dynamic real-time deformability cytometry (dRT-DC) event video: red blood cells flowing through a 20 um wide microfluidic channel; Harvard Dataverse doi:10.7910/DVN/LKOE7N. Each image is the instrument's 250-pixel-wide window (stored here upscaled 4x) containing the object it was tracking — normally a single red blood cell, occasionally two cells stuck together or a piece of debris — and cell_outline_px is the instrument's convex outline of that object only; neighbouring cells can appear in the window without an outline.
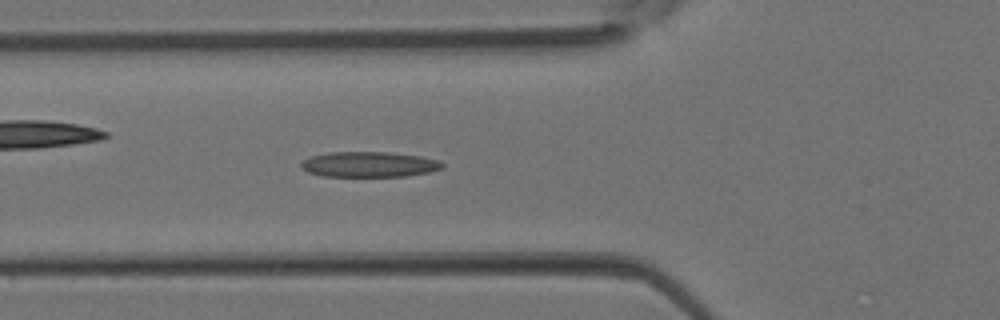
{"species": "Egyptian fruit bat (a non-hibernating species)", "species_latin": "Rousettus aegyptiacus", "temperature_condition": "room temperature", "stored_images_in_passage": 38, "camera_frame_rate_fps": 3000, "um_per_image_px": 0.085, "animal": {"sex": "female"}, "frame": {"image": 1, "passage_image": 14, "time_ms": 4.333, "image_size_px": [1000, 320], "cell_outline_px": [[444, 168], [428, 172], [404, 176], [324, 176], [308, 172], [300, 168], [300, 164], [304, 160], [312, 156], [328, 152], [388, 152], [420, 156], [440, 160], [444, 164]], "centroid_in_image_um": [31.38, 13.97], "position_along_channel_um": 94.4, "area_um2": 20.87}}
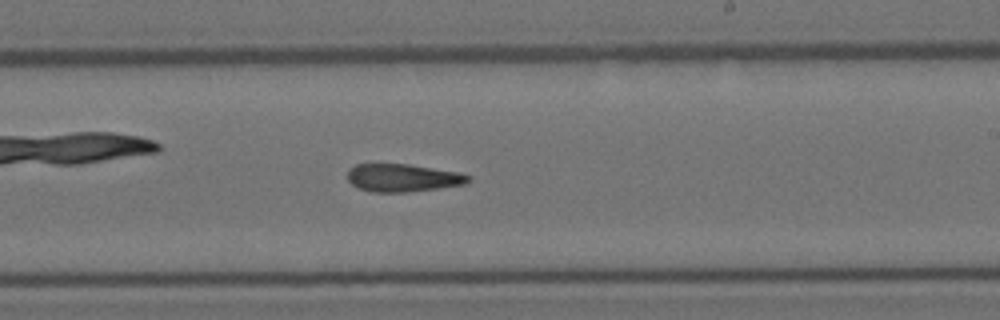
{"frame": {"image": 2, "passage_image": 23, "time_ms": 7.333, "image_size_px": [1000, 320], "cell_outline_px": [[472, 180], [464, 184], [408, 192], [372, 192], [356, 188], [348, 180], [348, 168], [356, 164], [408, 164], [460, 172], [472, 176]], "centroid_in_image_um": [34.23, 15.11], "position_along_channel_um": 254.8, "area_um2": 19.71}}
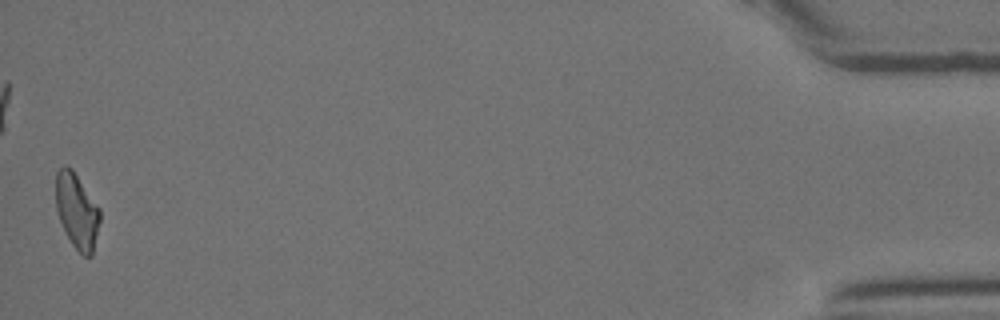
{"frame": {"image": 3, "passage_image": 38, "time_ms": 12.333, "image_size_px": [1000, 320], "cell_outline_px": [[100, 220], [92, 256], [84, 256], [72, 244], [60, 220], [56, 208], [56, 172], [64, 164], [68, 164], [72, 168], [100, 208]], "centroid_in_image_um": [6.54, 17.89], "position_along_channel_um": 428.7, "area_um2": 19.25}}